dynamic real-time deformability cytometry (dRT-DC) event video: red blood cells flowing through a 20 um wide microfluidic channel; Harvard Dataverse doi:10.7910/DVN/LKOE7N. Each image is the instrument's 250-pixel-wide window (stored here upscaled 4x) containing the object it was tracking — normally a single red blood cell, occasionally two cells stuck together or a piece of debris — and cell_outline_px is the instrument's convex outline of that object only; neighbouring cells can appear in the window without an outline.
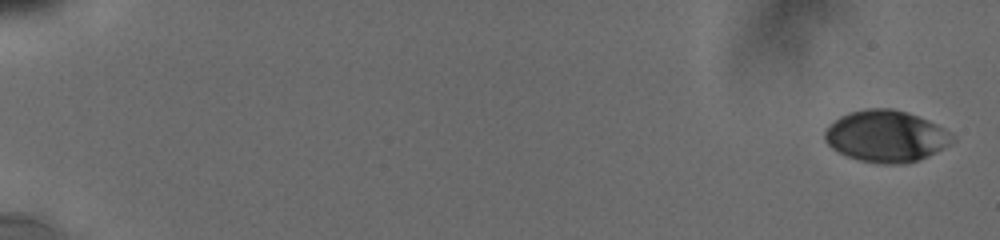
{"species": "human", "species_latin": "Homo sapiens", "temperature_condition": "cold", "stored_images_in_passage": 35, "camera_frame_rate_fps": 3000, "um_per_image_px": 0.085, "donor": {"sex": "male"}, "frame": {"image": 1, "passage_image": 1, "time_ms": 0.0, "image_size_px": [1000, 240], "cell_outline_px": [[956, 140], [920, 160], [904, 164], [884, 164], [860, 160], [848, 156], [832, 148], [824, 140], [824, 132], [828, 124], [840, 116], [848, 112], [864, 108], [892, 108], [908, 112], [928, 120], [936, 124], [956, 136]], "centroid_in_image_um": [75.3, 11.56], "position_along_channel_um": 9.7, "area_um2": 38.55}}
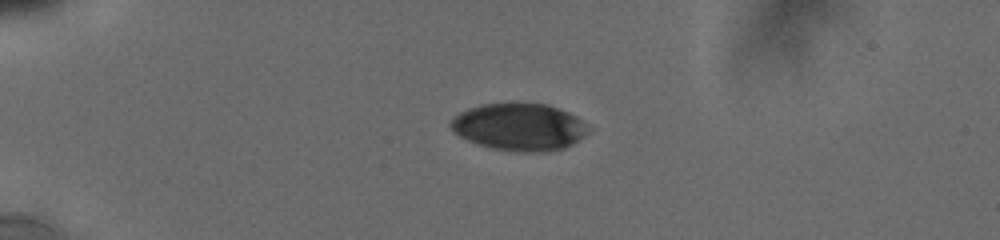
{"frame": {"image": 2, "passage_image": 21, "time_ms": 4.667, "image_size_px": [1000, 240], "cell_outline_px": [[588, 132], [572, 144], [564, 148], [544, 152], [520, 152], [492, 148], [468, 140], [460, 136], [448, 124], [460, 112], [468, 108], [480, 104], [548, 104], [568, 112], [576, 116], [580, 120]], "centroid_in_image_um": [44.12, 10.79], "position_along_channel_um": 40.9, "area_um2": 37.22}}